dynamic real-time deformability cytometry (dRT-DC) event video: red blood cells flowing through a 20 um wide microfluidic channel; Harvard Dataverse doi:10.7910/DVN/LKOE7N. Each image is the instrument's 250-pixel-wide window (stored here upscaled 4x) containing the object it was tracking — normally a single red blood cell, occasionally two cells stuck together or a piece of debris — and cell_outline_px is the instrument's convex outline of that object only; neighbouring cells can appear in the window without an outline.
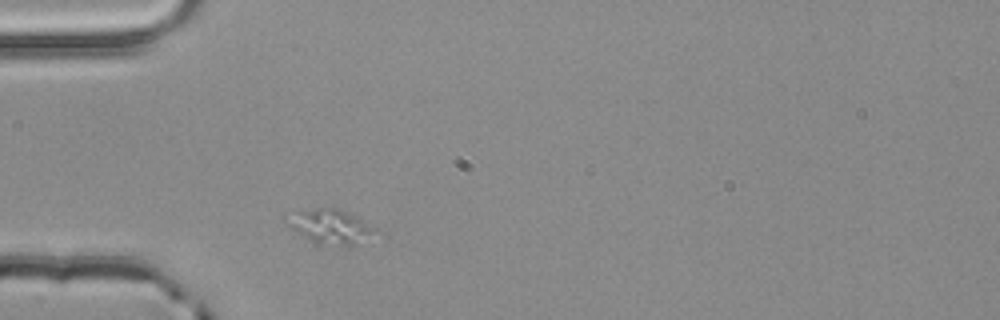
{"species": "common noctule bat (a hibernating species)", "species_latin": "Nyctalus noctula", "temperature_condition": "room temperature", "stored_images_in_passage": 1, "camera_frame_rate_fps": 3000, "um_per_image_px": 0.085, "animal": {"sex": "male", "body_mass_g": 20.4}, "frame": {"image": 1, "passage_image": 1, "time_ms": 0.0, "image_size_px": [1000, 320], "cell_outline_px": [[372, 228], [356, 244], [316, 248], [284, 224], [284, 220], [296, 208], [328, 204], [340, 208], [360, 220]], "centroid_in_image_um": [27.76, 19.21], "position_along_channel_um": 57.2, "area_um2": 18.55}}